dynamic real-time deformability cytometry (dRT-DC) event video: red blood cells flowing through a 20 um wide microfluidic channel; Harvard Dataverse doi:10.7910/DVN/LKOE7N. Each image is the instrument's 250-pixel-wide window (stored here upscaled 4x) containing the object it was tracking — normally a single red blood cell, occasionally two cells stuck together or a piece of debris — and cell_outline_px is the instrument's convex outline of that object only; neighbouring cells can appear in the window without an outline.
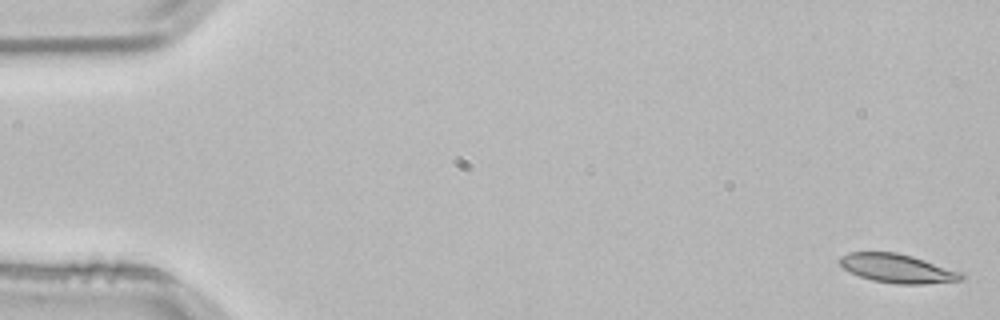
{"species": "common noctule bat (a hibernating species)", "species_latin": "Nyctalus noctula", "temperature_condition": "room temperature", "stored_images_in_passage": 53, "camera_frame_rate_fps": 3000, "um_per_image_px": 0.085, "animal": {"sex": "male", "body_mass_g": 21.5, "forearm_length_mm": 52.0}, "frame": {"image": 1, "passage_image": 1, "time_ms": 0.0, "image_size_px": [1000, 320], "cell_outline_px": [[964, 280], [924, 284], [896, 284], [872, 280], [860, 276], [844, 268], [836, 260], [840, 256], [848, 252], [896, 252], [912, 256], [964, 272]], "centroid_in_image_um": [76.3, 22.81], "position_along_channel_um": 8.7, "area_um2": 20.58}}
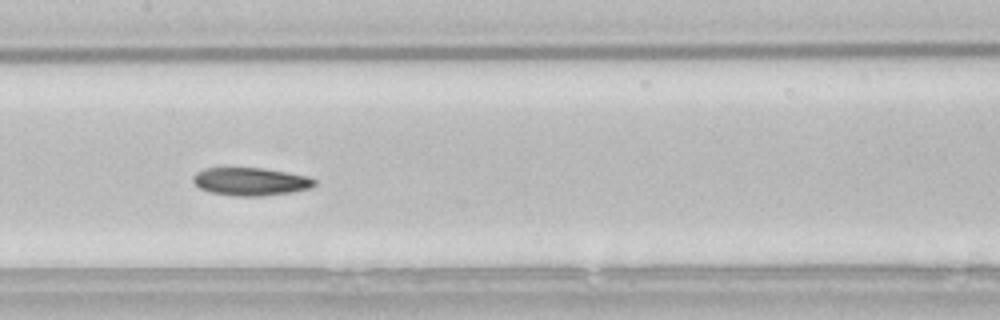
{"frame": {"image": 2, "passage_image": 26, "time_ms": 8.333, "image_size_px": [1000, 320], "cell_outline_px": [[316, 184], [312, 188], [292, 192], [264, 196], [232, 196], [212, 192], [200, 188], [192, 180], [192, 176], [196, 172], [204, 168], [264, 168], [288, 172], [308, 176], [316, 180]], "centroid_in_image_um": [21.33, 15.43], "position_along_channel_um": 186.1, "area_um2": 19.94}}
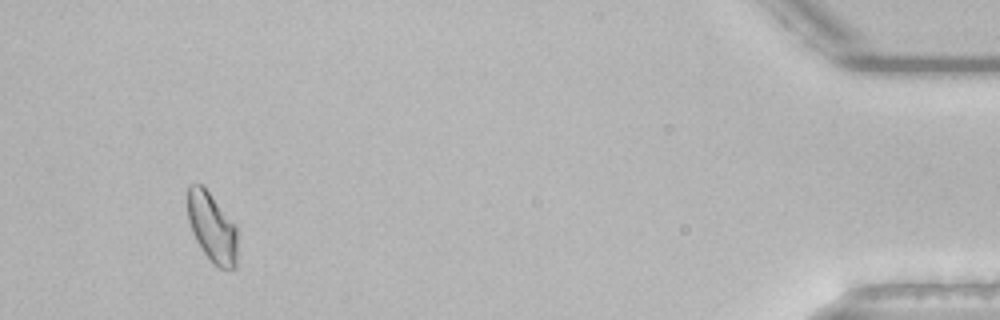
{"frame": {"image": 3, "passage_image": 50, "time_ms": 16.333, "image_size_px": [1000, 320], "cell_outline_px": [[236, 268], [220, 268], [204, 252], [196, 240], [192, 232], [188, 220], [188, 184], [200, 184], [208, 192], [236, 224]], "centroid_in_image_um": [18.02, 19.31], "position_along_channel_um": 417.2, "area_um2": 19.71}, "authors_computed_cell_mechanics": {"area_um2": 19.9988, "velocity_mm_per_s": 3.8173, "shape_relaxation_time_tau1_ms": 3.9788, "shape_relaxation_time_tau2_ms": 7.1714, "deformation_change_tau1": 0.1188, "deformation_change_tau2": 0.1367}}